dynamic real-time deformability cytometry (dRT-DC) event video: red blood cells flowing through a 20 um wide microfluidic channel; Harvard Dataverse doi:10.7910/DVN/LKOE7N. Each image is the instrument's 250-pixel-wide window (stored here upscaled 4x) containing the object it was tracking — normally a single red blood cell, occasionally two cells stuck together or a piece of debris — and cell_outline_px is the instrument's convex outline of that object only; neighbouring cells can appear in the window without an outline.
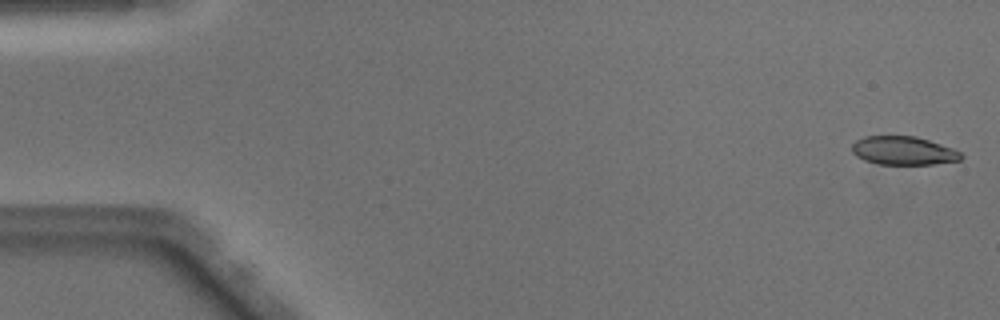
{"species": "Egyptian fruit bat (a non-hibernating species)", "species_latin": "Rousettus aegyptiacus", "temperature_condition": "warm", "stored_images_in_passage": 49, "camera_frame_rate_fps": 3000, "um_per_image_px": 0.085, "animal": {"sex": "male"}, "frame": {"image": 1, "passage_image": 1, "time_ms": 0.0, "image_size_px": [1000, 320], "cell_outline_px": [[964, 156], [960, 160], [932, 164], [880, 164], [864, 160], [856, 156], [852, 152], [852, 144], [856, 140], [864, 136], [916, 136], [952, 148], [960, 152]], "centroid_in_image_um": [76.77, 12.8], "position_along_channel_um": 8.2, "area_um2": 18.03}}
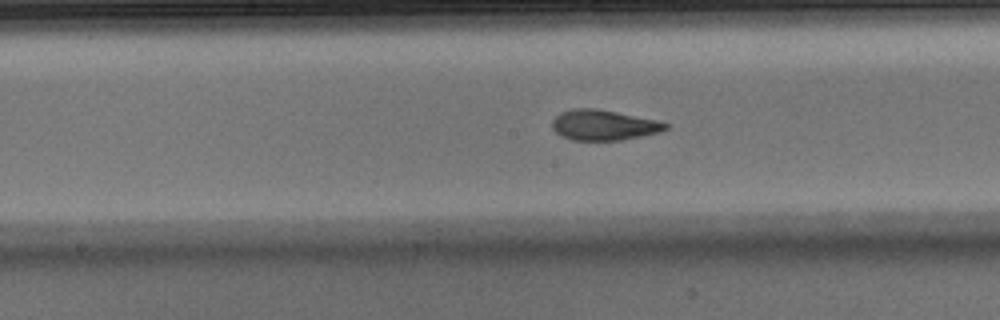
{"frame": {"image": 2, "passage_image": 25, "time_ms": 8.0, "image_size_px": [1000, 320], "cell_outline_px": [[668, 128], [660, 132], [620, 140], [572, 140], [560, 136], [552, 128], [552, 120], [560, 112], [576, 108], [596, 108], [660, 120], [668, 124]], "centroid_in_image_um": [51.31, 10.62], "position_along_channel_um": 196.9, "area_um2": 20.17}}
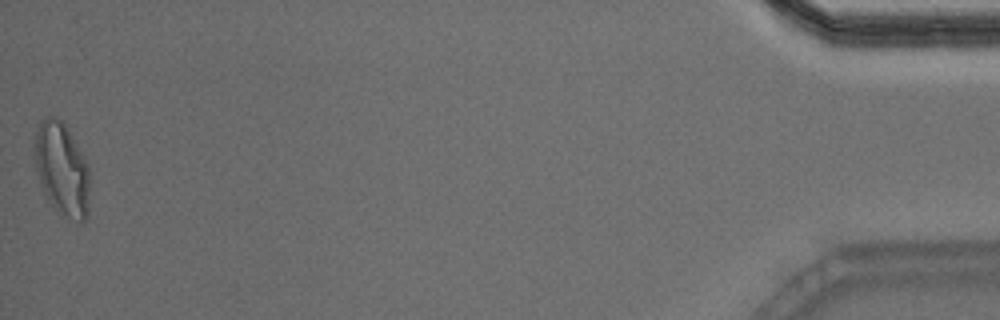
{"frame": {"image": 3, "passage_image": 49, "time_ms": 16.0, "image_size_px": [1000, 320], "cell_outline_px": [[88, 216], [80, 224], [60, 216], [48, 200], [44, 192], [36, 168], [32, 144], [40, 120], [48, 116], [56, 116], [68, 128], [88, 168]], "centroid_in_image_um": [5.23, 14.4], "position_along_channel_um": 430.0, "area_um2": 30.0}, "authors_computed_cell_mechanics": {"area_um2": 20.23, "velocity_mm_per_s": 4.0946, "shape_relaxation_time_tau1_ms": 7.1361, "shape_relaxation_time_tau2_ms": 1.2901, "deformation_change_tau1": 0.2402, "deformation_change_tau2": 0.0892}}